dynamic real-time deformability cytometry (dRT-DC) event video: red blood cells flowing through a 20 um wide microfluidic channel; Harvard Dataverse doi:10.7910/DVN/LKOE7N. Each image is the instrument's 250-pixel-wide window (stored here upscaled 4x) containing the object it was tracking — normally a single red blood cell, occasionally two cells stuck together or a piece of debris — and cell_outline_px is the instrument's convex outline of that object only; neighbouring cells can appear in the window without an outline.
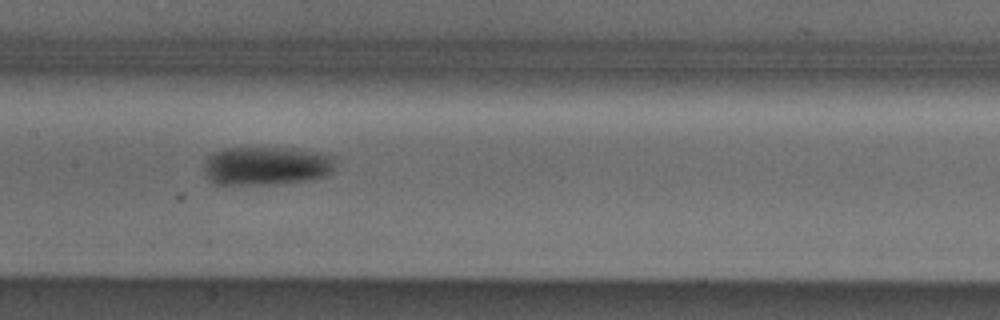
{"species": "Egyptian fruit bat (a non-hibernating species)", "species_latin": "Rousettus aegyptiacus", "temperature_condition": "cold", "stored_images_in_passage": 9, "camera_frame_rate_fps": 3000, "um_per_image_px": 0.085, "animal": {"sex": "male"}, "frame": {"image": 1, "passage_image": 8, "time_ms": 8.333, "image_size_px": [1000, 320], "cell_outline_px": [[332, 172], [324, 176], [308, 180], [276, 184], [212, 184], [204, 176], [204, 164], [208, 156], [224, 148], [292, 148], [332, 156]], "centroid_in_image_um": [22.55, 14.11], "position_along_channel_um": 184.9, "area_um2": 29.36}}
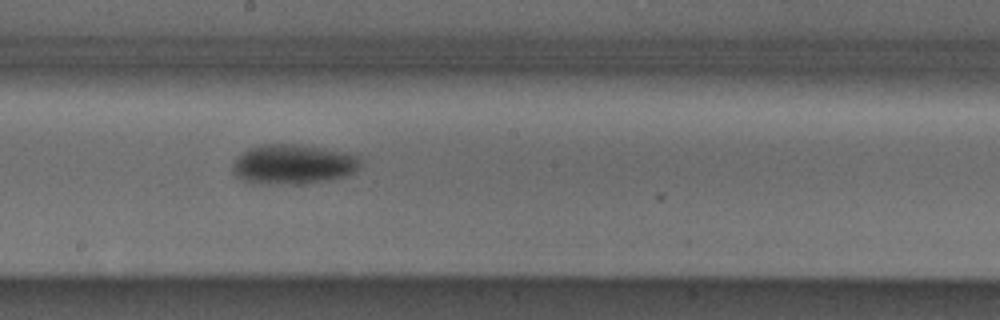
{"frame": {"image": 2, "passage_image": 9, "time_ms": 9.333, "image_size_px": [1000, 320], "cell_outline_px": [[360, 164], [352, 172], [344, 176], [328, 180], [304, 184], [260, 184], [244, 180], [236, 176], [232, 172], [232, 164], [248, 148], [260, 144], [296, 144], [324, 148], [344, 152], [360, 156]], "centroid_in_image_um": [24.89, 13.96], "position_along_channel_um": 223.3, "area_um2": 29.59}}